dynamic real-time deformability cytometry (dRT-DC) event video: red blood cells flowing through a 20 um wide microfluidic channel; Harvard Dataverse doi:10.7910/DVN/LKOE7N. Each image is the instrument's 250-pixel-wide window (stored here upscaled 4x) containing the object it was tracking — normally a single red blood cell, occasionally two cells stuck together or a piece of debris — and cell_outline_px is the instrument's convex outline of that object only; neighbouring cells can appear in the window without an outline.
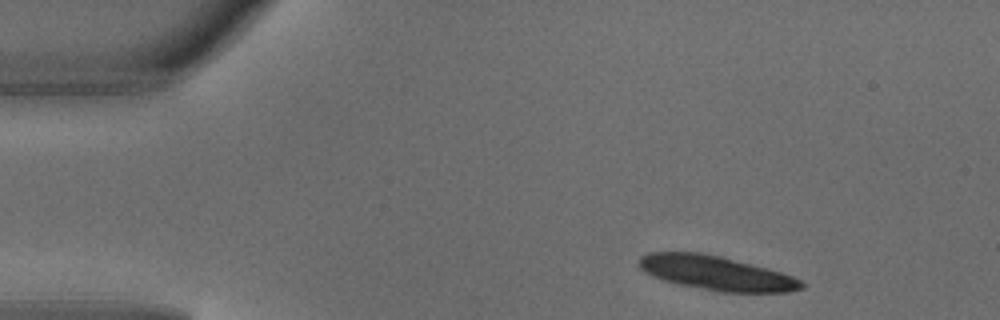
{"species": "common noctule bat (a hibernating species)", "species_latin": "Nyctalus noctula", "temperature_condition": "warm", "stored_images_in_passage": 3, "camera_frame_rate_fps": 3000, "um_per_image_px": 0.085, "animal": {"sex": "male", "body_mass_g": 18.8}, "frame": {"image": 1, "passage_image": 1, "time_ms": 0.0, "image_size_px": [1000, 320], "cell_outline_px": [[804, 288], [788, 292], [720, 292], [680, 284], [664, 280], [652, 276], [644, 272], [636, 264], [640, 256], [648, 252], [700, 252], [720, 256], [768, 268], [792, 276], [800, 280], [804, 284]], "centroid_in_image_um": [60.84, 23.2], "position_along_channel_um": 24.2, "area_um2": 32.43}}